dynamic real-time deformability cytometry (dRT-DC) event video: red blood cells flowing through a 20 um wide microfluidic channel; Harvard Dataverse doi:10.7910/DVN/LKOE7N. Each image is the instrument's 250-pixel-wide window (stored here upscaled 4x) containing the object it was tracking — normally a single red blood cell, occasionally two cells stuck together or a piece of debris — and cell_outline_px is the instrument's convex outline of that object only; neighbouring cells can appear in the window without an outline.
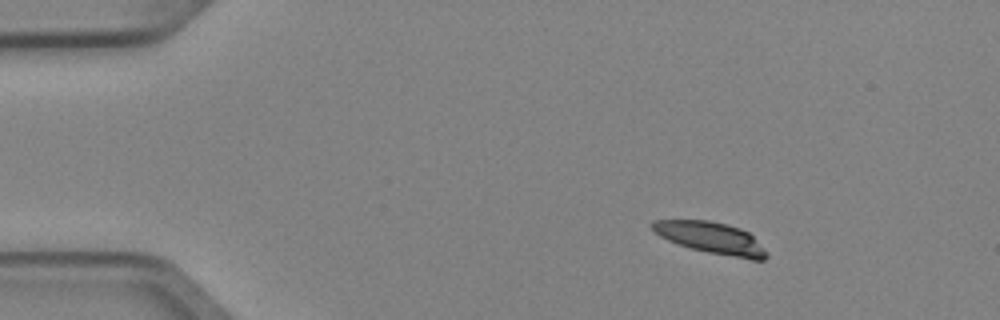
{"species": "Egyptian fruit bat (a non-hibernating species)", "species_latin": "Rousettus aegyptiacus", "temperature_condition": "cold", "stored_images_in_passage": 3, "camera_frame_rate_fps": 3000, "um_per_image_px": 0.085, "animal": {"sex": "female"}, "frame": {"image": 1, "passage_image": 1, "time_ms": 0.0, "image_size_px": [1000, 320], "cell_outline_px": [[768, 256], [764, 260], [752, 260], [708, 252], [692, 248], [668, 240], [660, 236], [652, 228], [652, 220], [708, 220], [728, 224], [740, 228], [748, 232], [768, 252]], "centroid_in_image_um": [60.48, 20.22], "position_along_channel_um": 24.5, "area_um2": 20.81}}